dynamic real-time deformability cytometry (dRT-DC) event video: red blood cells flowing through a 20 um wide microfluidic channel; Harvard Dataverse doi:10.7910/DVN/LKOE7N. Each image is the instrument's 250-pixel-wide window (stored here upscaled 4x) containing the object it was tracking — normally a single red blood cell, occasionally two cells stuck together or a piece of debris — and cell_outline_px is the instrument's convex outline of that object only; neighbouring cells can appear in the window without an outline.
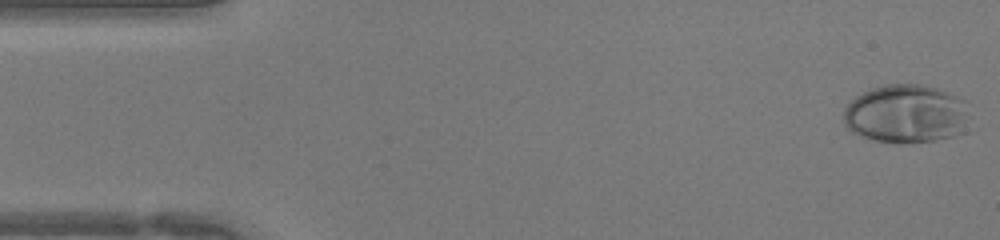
{"species": "human", "species_latin": "Homo sapiens", "temperature_condition": "warm", "stored_images_in_passage": 44, "camera_frame_rate_fps": 3000, "um_per_image_px": 0.085, "donor": {"sex": "female"}, "frame": {"image": 1, "passage_image": 1, "time_ms": 0.0, "image_size_px": [1000, 240], "cell_outline_px": [[968, 100], [964, 132], [952, 136], [932, 140], [904, 144], [876, 140], [860, 136], [852, 132], [844, 124], [844, 108], [856, 96], [872, 88], [888, 84], [920, 84], [936, 88]], "centroid_in_image_um": [77.01, 9.68], "position_along_channel_um": 8.0, "area_um2": 42.95}}
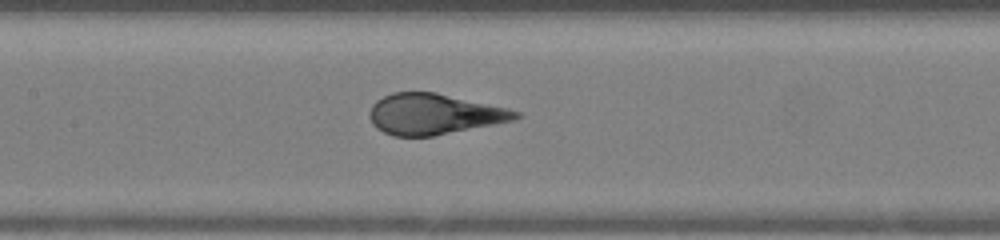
{"frame": {"image": 2, "passage_image": 20, "time_ms": 6.333, "image_size_px": [1000, 240], "cell_outline_px": [[524, 116], [512, 120], [432, 136], [392, 136], [376, 128], [372, 124], [368, 116], [368, 112], [372, 104], [376, 100], [392, 92], [436, 92], [508, 108], [520, 112]], "centroid_in_image_um": [36.84, 9.69], "position_along_channel_um": 170.6, "area_um2": 34.62}}
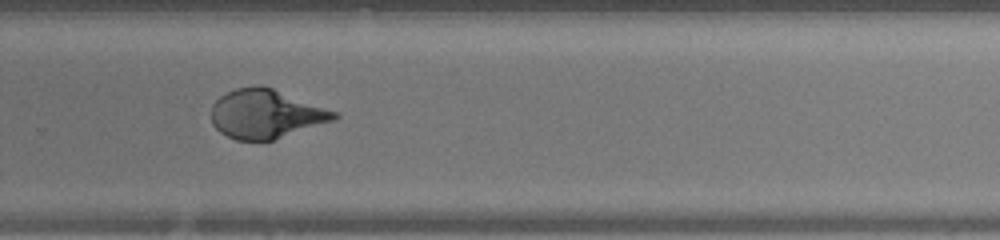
{"frame": {"image": 3, "passage_image": 29, "time_ms": 9.333, "image_size_px": [1000, 240], "cell_outline_px": [[340, 116], [336, 120], [272, 140], [236, 140], [220, 132], [212, 124], [212, 104], [220, 96], [236, 88], [256, 84], [260, 84], [272, 88], [336, 112]], "centroid_in_image_um": [22.58, 9.68], "position_along_channel_um": 307.2, "area_um2": 34.8}}